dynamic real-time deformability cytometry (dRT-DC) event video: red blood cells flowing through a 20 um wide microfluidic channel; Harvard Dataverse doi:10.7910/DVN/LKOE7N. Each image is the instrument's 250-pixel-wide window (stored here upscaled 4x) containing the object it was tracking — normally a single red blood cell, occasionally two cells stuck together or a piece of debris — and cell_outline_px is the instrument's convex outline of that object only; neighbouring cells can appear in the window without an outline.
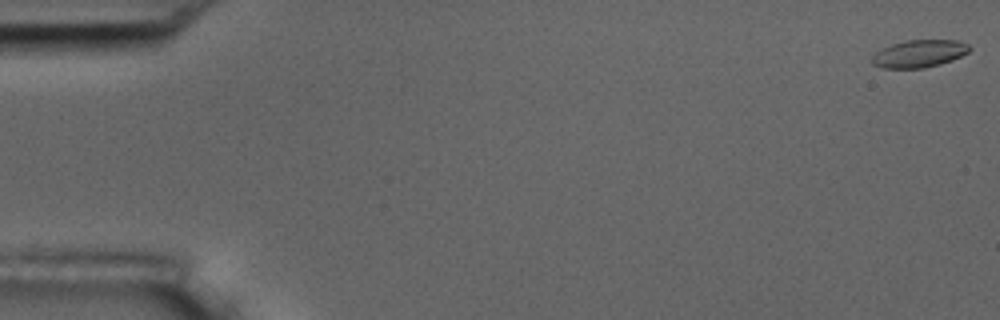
{"species": "common noctule bat (a hibernating species)", "species_latin": "Nyctalus noctula", "temperature_condition": "room temperature", "stored_images_in_passage": 9, "camera_frame_rate_fps": 3000, "um_per_image_px": 0.085, "animal": {"sex": "male", "body_mass_g": 17.5, "forearm_length_mm": 52.3}, "frame": {"image": 1, "passage_image": 1, "time_ms": 0.0, "image_size_px": [1000, 320], "cell_outline_px": [[972, 48], [968, 52], [952, 60], [940, 64], [924, 68], [884, 68], [872, 64], [872, 56], [876, 52], [892, 44], [908, 40], [956, 40], [968, 44]], "centroid_in_image_um": [78.15, 4.56], "position_along_channel_um": 6.9, "area_um2": 15.49}}